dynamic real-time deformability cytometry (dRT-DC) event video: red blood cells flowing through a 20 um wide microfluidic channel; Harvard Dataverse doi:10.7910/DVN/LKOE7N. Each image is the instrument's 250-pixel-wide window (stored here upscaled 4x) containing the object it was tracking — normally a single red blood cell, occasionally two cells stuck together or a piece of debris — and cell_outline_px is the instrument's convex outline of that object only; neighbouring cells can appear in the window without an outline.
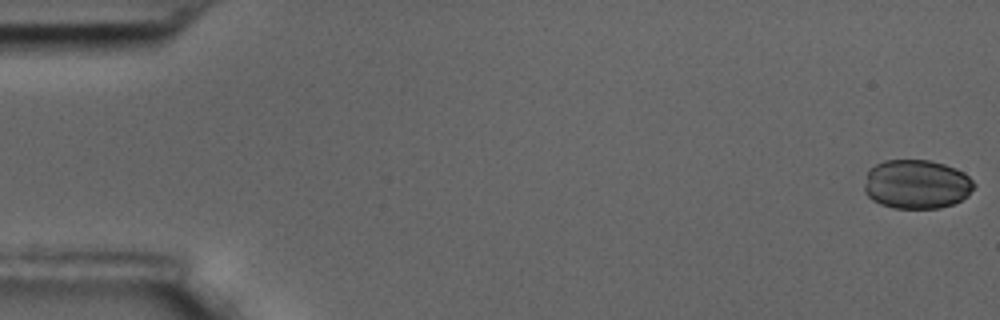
{"species": "common noctule bat (a hibernating species)", "species_latin": "Nyctalus noctula", "temperature_condition": "room temperature", "stored_images_in_passage": 58, "camera_frame_rate_fps": 3000, "um_per_image_px": 0.085, "animal": {"sex": "male", "body_mass_g": 17.5, "forearm_length_mm": 52.3}, "frame": {"image": 1, "passage_image": 1, "time_ms": 0.0, "image_size_px": [1000, 320], "cell_outline_px": [[976, 184], [968, 196], [952, 204], [940, 208], [892, 208], [880, 204], [872, 200], [864, 192], [864, 184], [868, 168], [884, 160], [928, 160], [944, 164], [964, 172]], "centroid_in_image_um": [77.88, 15.66], "position_along_channel_um": 7.1, "area_um2": 31.62}}
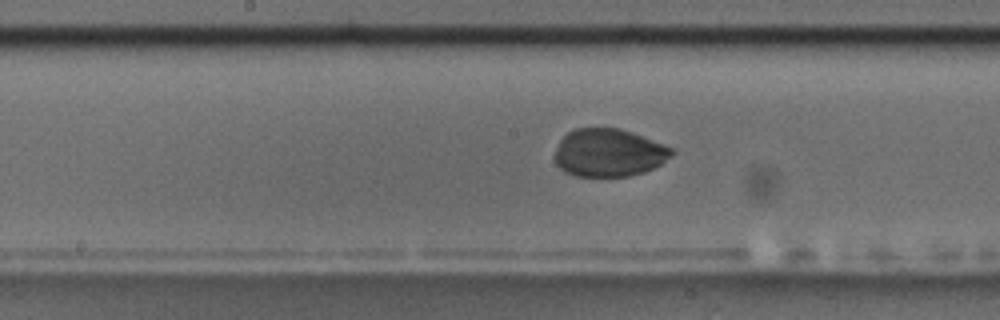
{"frame": {"image": 2, "passage_image": 30, "time_ms": 9.667, "image_size_px": [1000, 320], "cell_outline_px": [[676, 152], [672, 156], [660, 164], [644, 172], [628, 176], [576, 176], [564, 172], [556, 164], [556, 148], [560, 140], [568, 132], [576, 128], [620, 128], [632, 132], [676, 148]], "centroid_in_image_um": [51.79, 12.98], "position_along_channel_um": 196.4, "area_um2": 32.77}}
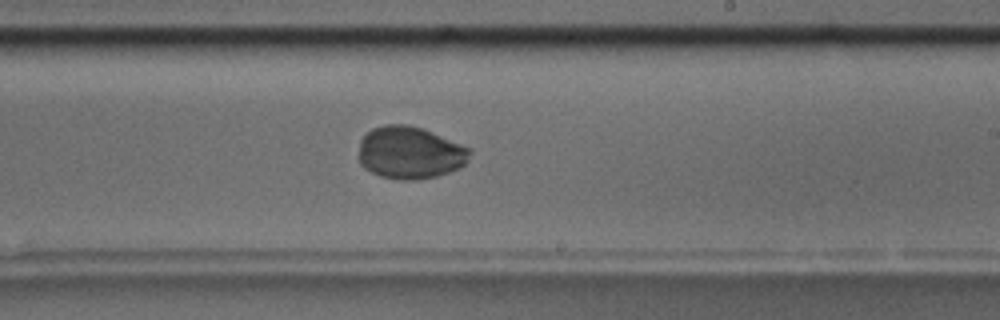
{"frame": {"image": 3, "passage_image": 35, "time_ms": 11.333, "image_size_px": [1000, 320], "cell_outline_px": [[472, 152], [468, 160], [460, 168], [436, 176], [416, 180], [400, 180], [380, 176], [364, 168], [360, 164], [360, 140], [372, 128], [384, 124], [408, 124], [424, 128], [472, 148]], "centroid_in_image_um": [34.88, 12.97], "position_along_channel_um": 254.1, "area_um2": 34.28}}